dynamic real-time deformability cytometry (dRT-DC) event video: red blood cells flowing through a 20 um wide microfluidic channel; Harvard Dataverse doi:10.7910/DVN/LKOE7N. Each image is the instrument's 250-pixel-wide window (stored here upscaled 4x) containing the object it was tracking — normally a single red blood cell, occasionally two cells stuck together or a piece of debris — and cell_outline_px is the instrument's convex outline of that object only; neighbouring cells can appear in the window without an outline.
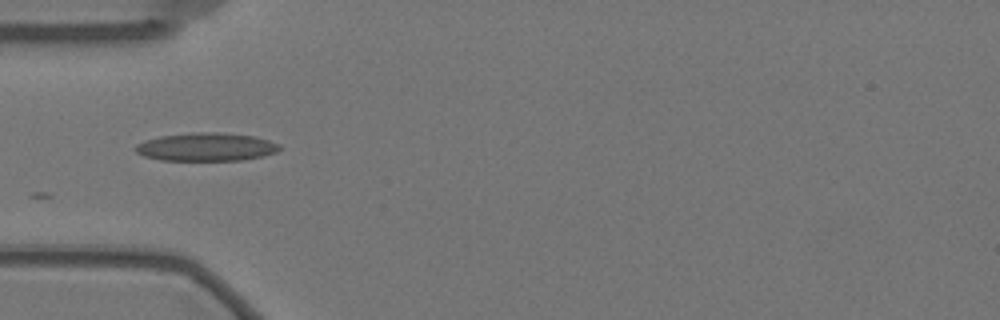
{"species": "Egyptian fruit bat (a non-hibernating species)", "species_latin": "Rousettus aegyptiacus", "temperature_condition": "warm", "stored_images_in_passage": 30, "camera_frame_rate_fps": 3000, "um_per_image_px": 0.085, "animal": {"sex": "female"}, "frame": {"image": 1, "passage_image": 1, "time_ms": 0.0, "image_size_px": [1000, 320], "cell_outline_px": [[280, 148], [276, 152], [264, 156], [240, 160], [160, 160], [144, 156], [136, 152], [132, 148], [136, 144], [144, 140], [160, 136], [192, 132], [220, 132], [256, 136], [280, 144]], "centroid_in_image_um": [17.5, 12.48], "position_along_channel_um": 67.5, "area_um2": 23.87}}
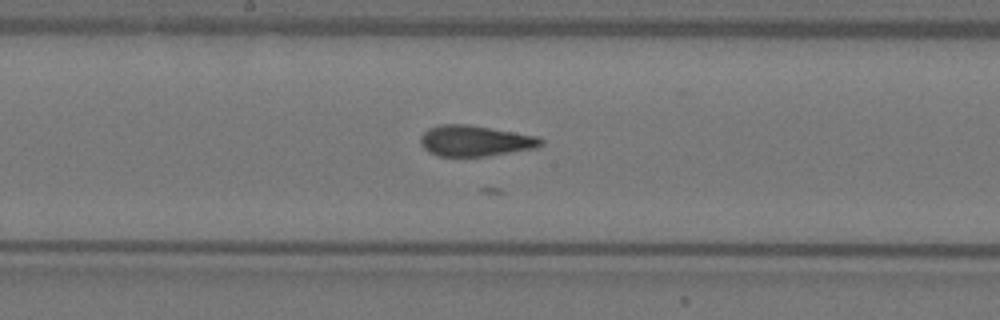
{"frame": {"image": 2, "passage_image": 13, "time_ms": 4.0, "image_size_px": [1000, 320], "cell_outline_px": [[544, 144], [536, 148], [484, 156], [440, 156], [428, 152], [420, 144], [420, 136], [428, 128], [440, 124], [468, 124], [536, 136], [544, 140]], "centroid_in_image_um": [40.35, 11.96], "position_along_channel_um": 207.8, "area_um2": 21.56}}
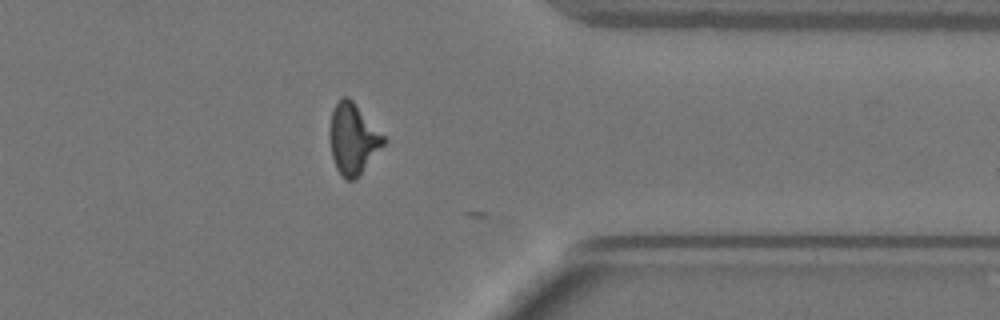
{"frame": {"image": 3, "passage_image": 29, "time_ms": 9.333, "image_size_px": [1000, 320], "cell_outline_px": [[384, 144], [356, 180], [344, 180], [336, 168], [332, 156], [328, 132], [332, 112], [336, 104], [344, 96], [348, 96], [352, 100], [384, 136]], "centroid_in_image_um": [29.97, 11.83], "position_along_channel_um": 381.4, "area_um2": 21.96}}